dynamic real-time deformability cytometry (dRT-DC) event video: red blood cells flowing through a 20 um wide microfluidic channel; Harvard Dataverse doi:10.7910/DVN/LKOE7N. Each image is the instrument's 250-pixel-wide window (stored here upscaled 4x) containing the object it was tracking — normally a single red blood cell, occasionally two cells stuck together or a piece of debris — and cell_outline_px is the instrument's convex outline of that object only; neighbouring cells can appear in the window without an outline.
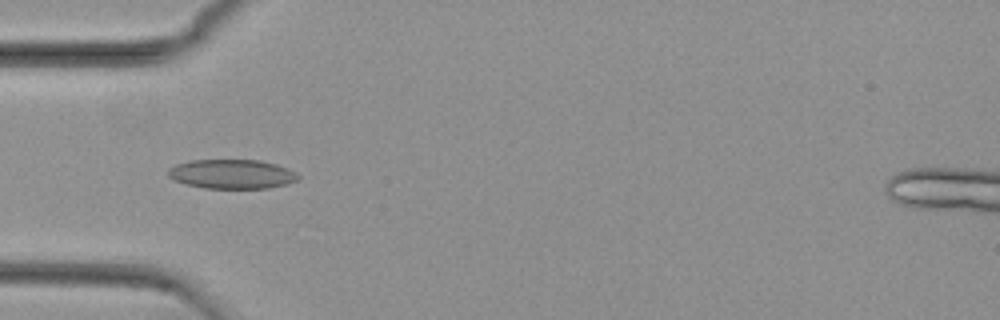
{"species": "common noctule bat (a hibernating species)", "species_latin": "Nyctalus noctula", "temperature_condition": "cold", "stored_images_in_passage": 40, "camera_frame_rate_fps": 3000, "um_per_image_px": 0.085, "animal": {"sex": "female", "body_mass_g": 29.2, "forearm_length_mm": 56.3}, "frame": {"image": 1, "passage_image": 3, "time_ms": 0.667, "image_size_px": [1000, 320], "cell_outline_px": [[300, 180], [288, 184], [268, 188], [204, 188], [184, 184], [172, 180], [168, 176], [168, 168], [176, 164], [192, 160], [260, 160], [276, 164], [288, 168], [296, 172], [300, 176]], "centroid_in_image_um": [19.72, 14.8], "position_along_channel_um": 65.3, "area_um2": 22.48}}
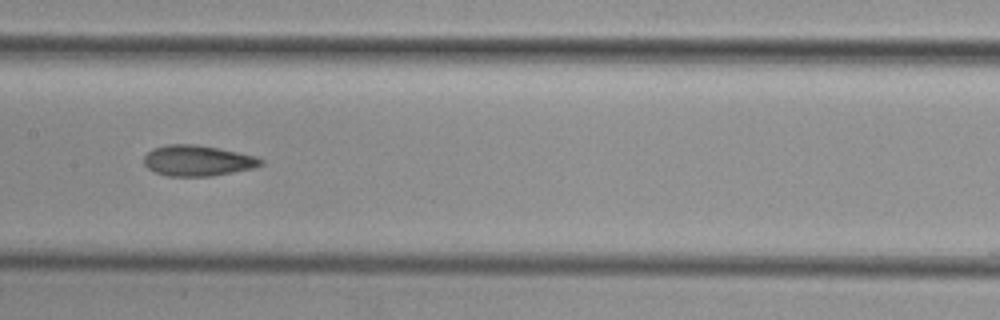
{"frame": {"image": 2, "passage_image": 13, "time_ms": 4.0, "image_size_px": [1000, 320], "cell_outline_px": [[264, 164], [252, 168], [212, 176], [168, 176], [156, 172], [148, 168], [144, 164], [144, 156], [152, 148], [168, 144], [196, 144], [256, 156], [264, 160]], "centroid_in_image_um": [16.78, 13.65], "position_along_channel_um": 190.6, "area_um2": 20.81}}
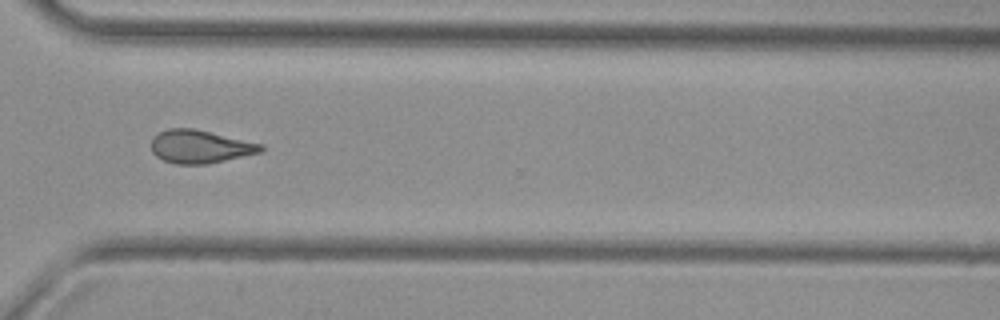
{"frame": {"image": 3, "passage_image": 26, "time_ms": 8.333, "image_size_px": [1000, 320], "cell_outline_px": [[264, 152], [208, 164], [176, 164], [164, 160], [156, 156], [152, 152], [152, 136], [168, 128], [192, 128], [264, 144]], "centroid_in_image_um": [17.04, 12.47], "position_along_channel_um": 353.6, "area_um2": 21.27}, "authors_computed_cell_mechanics": {"area_um2": 21.2704, "velocity_mm_per_s": 3.7652, "shape_relaxation_time_tau1_ms": null, "shape_relaxation_time_tau2_ms": 3.3947, "deformation_change_tau1": null, "deformation_change_tau2": 0.0974}}